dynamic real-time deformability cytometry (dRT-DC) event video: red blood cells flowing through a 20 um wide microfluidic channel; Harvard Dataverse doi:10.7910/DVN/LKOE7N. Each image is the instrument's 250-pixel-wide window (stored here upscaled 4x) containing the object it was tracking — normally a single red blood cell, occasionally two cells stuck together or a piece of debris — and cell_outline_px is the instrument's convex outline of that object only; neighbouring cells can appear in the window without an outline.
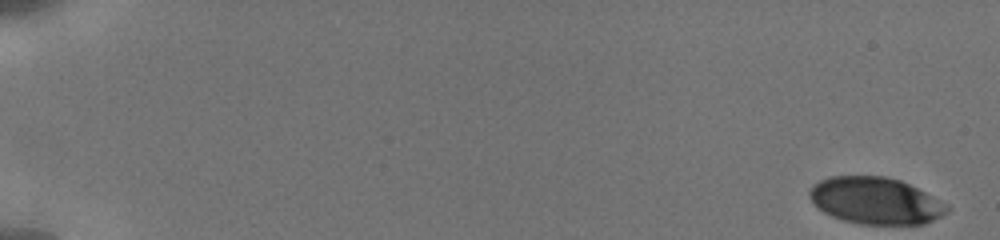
{"species": "human", "species_latin": "Homo sapiens", "temperature_condition": "cold", "stored_images_in_passage": 29, "camera_frame_rate_fps": 3000, "um_per_image_px": 0.085, "donor": {"sex": "male"}, "frame": {"image": 1, "passage_image": 1, "time_ms": 0.0, "image_size_px": [1000, 240], "cell_outline_px": [[952, 208], [948, 212], [924, 224], [860, 224], [844, 220], [832, 216], [824, 212], [812, 204], [808, 196], [808, 192], [812, 184], [828, 176], [884, 176], [900, 180], [948, 204]], "centroid_in_image_um": [74.38, 17.06], "position_along_channel_um": 10.6, "area_um2": 37.63}}
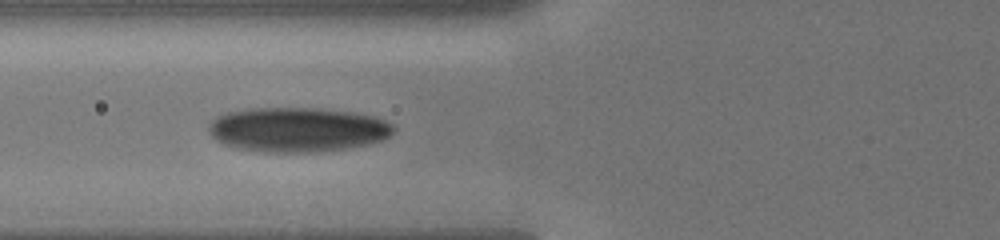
{"frame": {"image": 2, "passage_image": 26, "time_ms": 7.333, "image_size_px": [1000, 240], "cell_outline_px": [[396, 128], [388, 136], [380, 140], [368, 144], [348, 148], [308, 152], [264, 152], [236, 148], [224, 144], [216, 140], [208, 132], [208, 124], [216, 116], [228, 112], [248, 108], [320, 108], [356, 112], [372, 116], [396, 124]], "centroid_in_image_um": [25.27, 11.0], "position_along_channel_um": 100.5, "area_um2": 48.26}}
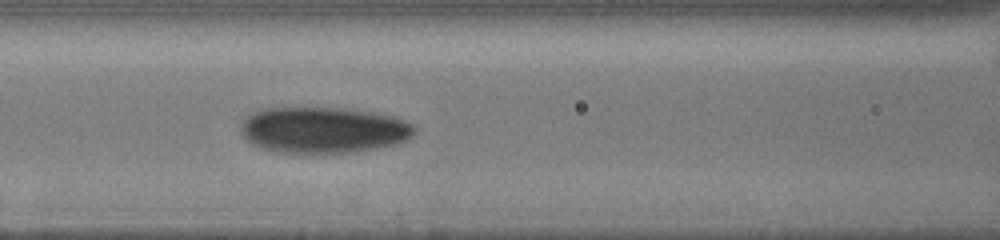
{"frame": {"image": 3, "passage_image": 29, "time_ms": 8.333, "image_size_px": [1000, 240], "cell_outline_px": [[416, 132], [408, 140], [396, 144], [376, 148], [352, 152], [276, 152], [260, 148], [252, 144], [240, 132], [240, 124], [252, 112], [260, 108], [344, 108], [376, 112], [392, 116], [404, 120], [412, 124], [416, 128]], "centroid_in_image_um": [27.49, 11.04], "position_along_channel_um": 139.1, "area_um2": 46.82}}